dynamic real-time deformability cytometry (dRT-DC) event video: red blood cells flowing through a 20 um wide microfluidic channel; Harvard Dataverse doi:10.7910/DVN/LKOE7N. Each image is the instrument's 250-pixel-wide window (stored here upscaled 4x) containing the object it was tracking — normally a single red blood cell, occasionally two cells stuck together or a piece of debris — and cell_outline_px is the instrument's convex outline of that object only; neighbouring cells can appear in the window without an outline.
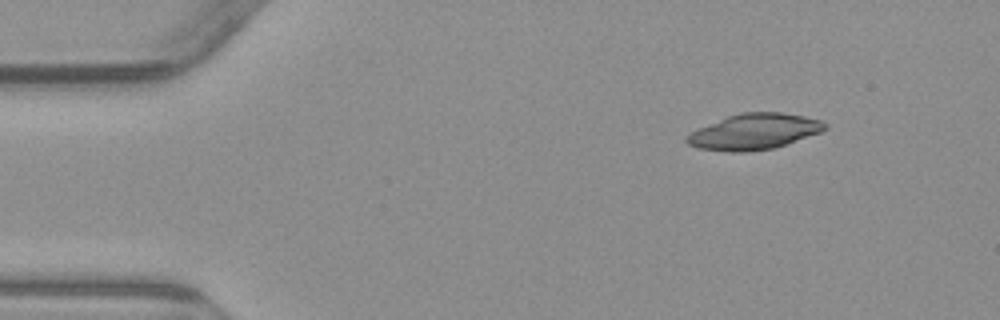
{"species": "common noctule bat (a hibernating species)", "species_latin": "Nyctalus noctula", "temperature_condition": "warm", "stored_images_in_passage": 3, "camera_frame_rate_fps": 3000, "um_per_image_px": 0.085, "animal": {"sex": "male", "body_mass_g": 23.1, "forearm_length_mm": 52.7}, "frame": {"image": 1, "passage_image": 1, "time_ms": 0.0, "image_size_px": [1000, 320], "cell_outline_px": [[828, 128], [820, 132], [772, 148], [744, 152], [728, 152], [700, 148], [688, 144], [684, 140], [684, 136], [700, 128], [728, 116], [740, 112], [780, 112], [804, 116], [820, 120], [828, 124]], "centroid_in_image_um": [64.1, 11.18], "position_along_channel_um": 20.9, "area_um2": 28.44}}